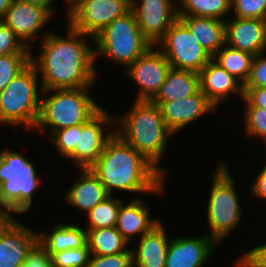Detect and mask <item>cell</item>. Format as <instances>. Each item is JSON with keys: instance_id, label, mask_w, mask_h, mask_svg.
I'll list each match as a JSON object with an SVG mask.
<instances>
[{"instance_id": "1", "label": "cell", "mask_w": 266, "mask_h": 267, "mask_svg": "<svg viewBox=\"0 0 266 267\" xmlns=\"http://www.w3.org/2000/svg\"><path fill=\"white\" fill-rule=\"evenodd\" d=\"M67 30V37L53 32L43 36L39 56L31 55V62L42 76L39 87L42 91L91 88L96 83L95 49L87 44L88 39L94 43V37L73 29L69 24Z\"/></svg>"}, {"instance_id": "2", "label": "cell", "mask_w": 266, "mask_h": 267, "mask_svg": "<svg viewBox=\"0 0 266 267\" xmlns=\"http://www.w3.org/2000/svg\"><path fill=\"white\" fill-rule=\"evenodd\" d=\"M89 169L111 196L115 190L155 195L164 191L165 176L116 133Z\"/></svg>"}, {"instance_id": "3", "label": "cell", "mask_w": 266, "mask_h": 267, "mask_svg": "<svg viewBox=\"0 0 266 267\" xmlns=\"http://www.w3.org/2000/svg\"><path fill=\"white\" fill-rule=\"evenodd\" d=\"M115 122L119 124L115 133L166 177V169L158 164L166 153L167 139L174 134L166 126L159 106L151 101L135 100L130 112L116 117Z\"/></svg>"}, {"instance_id": "4", "label": "cell", "mask_w": 266, "mask_h": 267, "mask_svg": "<svg viewBox=\"0 0 266 267\" xmlns=\"http://www.w3.org/2000/svg\"><path fill=\"white\" fill-rule=\"evenodd\" d=\"M89 89L85 87L42 91L44 95L48 94V97L46 95L44 98L42 95L43 98H40V113L35 130L40 129L41 133H45L46 126H50L52 133L65 127L86 123L102 108L90 96Z\"/></svg>"}, {"instance_id": "5", "label": "cell", "mask_w": 266, "mask_h": 267, "mask_svg": "<svg viewBox=\"0 0 266 267\" xmlns=\"http://www.w3.org/2000/svg\"><path fill=\"white\" fill-rule=\"evenodd\" d=\"M19 152H0V212L26 213L41 178L32 162Z\"/></svg>"}, {"instance_id": "6", "label": "cell", "mask_w": 266, "mask_h": 267, "mask_svg": "<svg viewBox=\"0 0 266 267\" xmlns=\"http://www.w3.org/2000/svg\"><path fill=\"white\" fill-rule=\"evenodd\" d=\"M36 67L30 62L12 81L0 92V125H23L35 129L39 113L38 77ZM41 90V91H37Z\"/></svg>"}, {"instance_id": "7", "label": "cell", "mask_w": 266, "mask_h": 267, "mask_svg": "<svg viewBox=\"0 0 266 267\" xmlns=\"http://www.w3.org/2000/svg\"><path fill=\"white\" fill-rule=\"evenodd\" d=\"M212 175L213 184L206 207L210 227V234L207 235L219 244L231 231L236 230L243 214L234 187V177H231L227 163L219 161Z\"/></svg>"}, {"instance_id": "8", "label": "cell", "mask_w": 266, "mask_h": 267, "mask_svg": "<svg viewBox=\"0 0 266 267\" xmlns=\"http://www.w3.org/2000/svg\"><path fill=\"white\" fill-rule=\"evenodd\" d=\"M95 60L107 57L115 64L131 65L152 45L143 37L132 10L116 18L94 37Z\"/></svg>"}, {"instance_id": "9", "label": "cell", "mask_w": 266, "mask_h": 267, "mask_svg": "<svg viewBox=\"0 0 266 267\" xmlns=\"http://www.w3.org/2000/svg\"><path fill=\"white\" fill-rule=\"evenodd\" d=\"M156 46L175 69L199 73L212 59V56L197 42L179 18L170 26Z\"/></svg>"}, {"instance_id": "10", "label": "cell", "mask_w": 266, "mask_h": 267, "mask_svg": "<svg viewBox=\"0 0 266 267\" xmlns=\"http://www.w3.org/2000/svg\"><path fill=\"white\" fill-rule=\"evenodd\" d=\"M130 10V0H83L66 17L73 29L95 37L113 20Z\"/></svg>"}, {"instance_id": "11", "label": "cell", "mask_w": 266, "mask_h": 267, "mask_svg": "<svg viewBox=\"0 0 266 267\" xmlns=\"http://www.w3.org/2000/svg\"><path fill=\"white\" fill-rule=\"evenodd\" d=\"M113 116L102 107L91 119L81 124V132H78V144L74 153L69 157L79 169L90 168L102 154L107 142L114 136ZM104 126L109 131L104 134Z\"/></svg>"}, {"instance_id": "12", "label": "cell", "mask_w": 266, "mask_h": 267, "mask_svg": "<svg viewBox=\"0 0 266 267\" xmlns=\"http://www.w3.org/2000/svg\"><path fill=\"white\" fill-rule=\"evenodd\" d=\"M151 46L142 56L129 65L125 72L136 81L138 94L136 101H151L164 83L171 65L165 55Z\"/></svg>"}, {"instance_id": "13", "label": "cell", "mask_w": 266, "mask_h": 267, "mask_svg": "<svg viewBox=\"0 0 266 267\" xmlns=\"http://www.w3.org/2000/svg\"><path fill=\"white\" fill-rule=\"evenodd\" d=\"M176 0H132L131 10L143 37L155 46L178 19Z\"/></svg>"}, {"instance_id": "14", "label": "cell", "mask_w": 266, "mask_h": 267, "mask_svg": "<svg viewBox=\"0 0 266 267\" xmlns=\"http://www.w3.org/2000/svg\"><path fill=\"white\" fill-rule=\"evenodd\" d=\"M53 15L54 13L47 5L24 0H12L1 20L12 27L16 36L30 49L29 41H37L34 38Z\"/></svg>"}, {"instance_id": "15", "label": "cell", "mask_w": 266, "mask_h": 267, "mask_svg": "<svg viewBox=\"0 0 266 267\" xmlns=\"http://www.w3.org/2000/svg\"><path fill=\"white\" fill-rule=\"evenodd\" d=\"M152 103L159 106L166 126L173 134L184 130L185 126L195 122L204 114L217 110L201 89L182 99Z\"/></svg>"}, {"instance_id": "16", "label": "cell", "mask_w": 266, "mask_h": 267, "mask_svg": "<svg viewBox=\"0 0 266 267\" xmlns=\"http://www.w3.org/2000/svg\"><path fill=\"white\" fill-rule=\"evenodd\" d=\"M225 20L226 45L252 54L266 52V20L233 17Z\"/></svg>"}, {"instance_id": "17", "label": "cell", "mask_w": 266, "mask_h": 267, "mask_svg": "<svg viewBox=\"0 0 266 267\" xmlns=\"http://www.w3.org/2000/svg\"><path fill=\"white\" fill-rule=\"evenodd\" d=\"M217 243L207 233L200 237L177 236L170 239L165 267H202Z\"/></svg>"}, {"instance_id": "18", "label": "cell", "mask_w": 266, "mask_h": 267, "mask_svg": "<svg viewBox=\"0 0 266 267\" xmlns=\"http://www.w3.org/2000/svg\"><path fill=\"white\" fill-rule=\"evenodd\" d=\"M38 241V232L17 219L0 238V267H19L26 261L28 251Z\"/></svg>"}, {"instance_id": "19", "label": "cell", "mask_w": 266, "mask_h": 267, "mask_svg": "<svg viewBox=\"0 0 266 267\" xmlns=\"http://www.w3.org/2000/svg\"><path fill=\"white\" fill-rule=\"evenodd\" d=\"M200 89L216 107L231 93L244 97L243 85L223 67L211 59L199 72Z\"/></svg>"}, {"instance_id": "20", "label": "cell", "mask_w": 266, "mask_h": 267, "mask_svg": "<svg viewBox=\"0 0 266 267\" xmlns=\"http://www.w3.org/2000/svg\"><path fill=\"white\" fill-rule=\"evenodd\" d=\"M124 204L119 209L115 227L129 244L136 234L141 237L160 223L157 218L153 220L150 217V209L143 199L134 198Z\"/></svg>"}, {"instance_id": "21", "label": "cell", "mask_w": 266, "mask_h": 267, "mask_svg": "<svg viewBox=\"0 0 266 267\" xmlns=\"http://www.w3.org/2000/svg\"><path fill=\"white\" fill-rule=\"evenodd\" d=\"M170 240L160 222L149 233L139 238L138 247L132 250L135 267H165Z\"/></svg>"}, {"instance_id": "22", "label": "cell", "mask_w": 266, "mask_h": 267, "mask_svg": "<svg viewBox=\"0 0 266 267\" xmlns=\"http://www.w3.org/2000/svg\"><path fill=\"white\" fill-rule=\"evenodd\" d=\"M81 170V171H80ZM80 177L66 192L65 202L88 213L110 195L98 177L88 168L79 169Z\"/></svg>"}, {"instance_id": "23", "label": "cell", "mask_w": 266, "mask_h": 267, "mask_svg": "<svg viewBox=\"0 0 266 267\" xmlns=\"http://www.w3.org/2000/svg\"><path fill=\"white\" fill-rule=\"evenodd\" d=\"M178 18L212 57L226 44L225 21L198 16H178Z\"/></svg>"}, {"instance_id": "24", "label": "cell", "mask_w": 266, "mask_h": 267, "mask_svg": "<svg viewBox=\"0 0 266 267\" xmlns=\"http://www.w3.org/2000/svg\"><path fill=\"white\" fill-rule=\"evenodd\" d=\"M38 242L52 257L63 250L83 247L87 243V231L78 225L60 223L52 228L50 234L38 232Z\"/></svg>"}, {"instance_id": "25", "label": "cell", "mask_w": 266, "mask_h": 267, "mask_svg": "<svg viewBox=\"0 0 266 267\" xmlns=\"http://www.w3.org/2000/svg\"><path fill=\"white\" fill-rule=\"evenodd\" d=\"M199 89V73L171 67L164 83L151 102H169L182 99L196 93Z\"/></svg>"}, {"instance_id": "26", "label": "cell", "mask_w": 266, "mask_h": 267, "mask_svg": "<svg viewBox=\"0 0 266 267\" xmlns=\"http://www.w3.org/2000/svg\"><path fill=\"white\" fill-rule=\"evenodd\" d=\"M87 244L92 255H114L127 252L128 241L116 227L86 229Z\"/></svg>"}, {"instance_id": "27", "label": "cell", "mask_w": 266, "mask_h": 267, "mask_svg": "<svg viewBox=\"0 0 266 267\" xmlns=\"http://www.w3.org/2000/svg\"><path fill=\"white\" fill-rule=\"evenodd\" d=\"M253 57L225 44L212 59L244 86L250 75Z\"/></svg>"}, {"instance_id": "28", "label": "cell", "mask_w": 266, "mask_h": 267, "mask_svg": "<svg viewBox=\"0 0 266 267\" xmlns=\"http://www.w3.org/2000/svg\"><path fill=\"white\" fill-rule=\"evenodd\" d=\"M178 16L212 17L222 21L231 10V0H178Z\"/></svg>"}, {"instance_id": "29", "label": "cell", "mask_w": 266, "mask_h": 267, "mask_svg": "<svg viewBox=\"0 0 266 267\" xmlns=\"http://www.w3.org/2000/svg\"><path fill=\"white\" fill-rule=\"evenodd\" d=\"M122 203V199L110 195L103 202L97 204L87 213L89 221L88 227L85 229L115 227Z\"/></svg>"}, {"instance_id": "30", "label": "cell", "mask_w": 266, "mask_h": 267, "mask_svg": "<svg viewBox=\"0 0 266 267\" xmlns=\"http://www.w3.org/2000/svg\"><path fill=\"white\" fill-rule=\"evenodd\" d=\"M31 55H0V92L31 62Z\"/></svg>"}, {"instance_id": "31", "label": "cell", "mask_w": 266, "mask_h": 267, "mask_svg": "<svg viewBox=\"0 0 266 267\" xmlns=\"http://www.w3.org/2000/svg\"><path fill=\"white\" fill-rule=\"evenodd\" d=\"M244 122L246 134L251 137L260 138L266 143V109L254 107L245 97Z\"/></svg>"}, {"instance_id": "32", "label": "cell", "mask_w": 266, "mask_h": 267, "mask_svg": "<svg viewBox=\"0 0 266 267\" xmlns=\"http://www.w3.org/2000/svg\"><path fill=\"white\" fill-rule=\"evenodd\" d=\"M78 132H81V125L65 127L50 133L49 139L61 156L69 158L78 144Z\"/></svg>"}, {"instance_id": "33", "label": "cell", "mask_w": 266, "mask_h": 267, "mask_svg": "<svg viewBox=\"0 0 266 267\" xmlns=\"http://www.w3.org/2000/svg\"><path fill=\"white\" fill-rule=\"evenodd\" d=\"M91 251L86 243L77 249H67L55 253L51 259L55 267H87L91 257Z\"/></svg>"}, {"instance_id": "34", "label": "cell", "mask_w": 266, "mask_h": 267, "mask_svg": "<svg viewBox=\"0 0 266 267\" xmlns=\"http://www.w3.org/2000/svg\"><path fill=\"white\" fill-rule=\"evenodd\" d=\"M32 54L16 36L12 27L0 20V55Z\"/></svg>"}, {"instance_id": "35", "label": "cell", "mask_w": 266, "mask_h": 267, "mask_svg": "<svg viewBox=\"0 0 266 267\" xmlns=\"http://www.w3.org/2000/svg\"><path fill=\"white\" fill-rule=\"evenodd\" d=\"M235 17L266 20V0H231Z\"/></svg>"}, {"instance_id": "36", "label": "cell", "mask_w": 266, "mask_h": 267, "mask_svg": "<svg viewBox=\"0 0 266 267\" xmlns=\"http://www.w3.org/2000/svg\"><path fill=\"white\" fill-rule=\"evenodd\" d=\"M132 249L114 255H91L87 267H132Z\"/></svg>"}, {"instance_id": "37", "label": "cell", "mask_w": 266, "mask_h": 267, "mask_svg": "<svg viewBox=\"0 0 266 267\" xmlns=\"http://www.w3.org/2000/svg\"><path fill=\"white\" fill-rule=\"evenodd\" d=\"M266 52L253 57L251 71L243 88L266 87Z\"/></svg>"}, {"instance_id": "38", "label": "cell", "mask_w": 266, "mask_h": 267, "mask_svg": "<svg viewBox=\"0 0 266 267\" xmlns=\"http://www.w3.org/2000/svg\"><path fill=\"white\" fill-rule=\"evenodd\" d=\"M19 267H55L50 255L37 241L28 251L26 261Z\"/></svg>"}, {"instance_id": "39", "label": "cell", "mask_w": 266, "mask_h": 267, "mask_svg": "<svg viewBox=\"0 0 266 267\" xmlns=\"http://www.w3.org/2000/svg\"><path fill=\"white\" fill-rule=\"evenodd\" d=\"M236 267H266V244L250 249L236 261Z\"/></svg>"}, {"instance_id": "40", "label": "cell", "mask_w": 266, "mask_h": 267, "mask_svg": "<svg viewBox=\"0 0 266 267\" xmlns=\"http://www.w3.org/2000/svg\"><path fill=\"white\" fill-rule=\"evenodd\" d=\"M244 97L254 106L266 109V87L243 88Z\"/></svg>"}, {"instance_id": "41", "label": "cell", "mask_w": 266, "mask_h": 267, "mask_svg": "<svg viewBox=\"0 0 266 267\" xmlns=\"http://www.w3.org/2000/svg\"><path fill=\"white\" fill-rule=\"evenodd\" d=\"M253 182L252 189H250L251 194L254 197L266 200V165L258 172Z\"/></svg>"}, {"instance_id": "42", "label": "cell", "mask_w": 266, "mask_h": 267, "mask_svg": "<svg viewBox=\"0 0 266 267\" xmlns=\"http://www.w3.org/2000/svg\"><path fill=\"white\" fill-rule=\"evenodd\" d=\"M16 220L12 213L0 212V238L2 233Z\"/></svg>"}, {"instance_id": "43", "label": "cell", "mask_w": 266, "mask_h": 267, "mask_svg": "<svg viewBox=\"0 0 266 267\" xmlns=\"http://www.w3.org/2000/svg\"><path fill=\"white\" fill-rule=\"evenodd\" d=\"M12 0H0V20L5 16Z\"/></svg>"}, {"instance_id": "44", "label": "cell", "mask_w": 266, "mask_h": 267, "mask_svg": "<svg viewBox=\"0 0 266 267\" xmlns=\"http://www.w3.org/2000/svg\"><path fill=\"white\" fill-rule=\"evenodd\" d=\"M24 1L35 2L38 4H42V5H47L54 12V9L51 6L53 4L54 0H24Z\"/></svg>"}, {"instance_id": "45", "label": "cell", "mask_w": 266, "mask_h": 267, "mask_svg": "<svg viewBox=\"0 0 266 267\" xmlns=\"http://www.w3.org/2000/svg\"><path fill=\"white\" fill-rule=\"evenodd\" d=\"M68 5L67 14L83 0H65Z\"/></svg>"}]
</instances>
